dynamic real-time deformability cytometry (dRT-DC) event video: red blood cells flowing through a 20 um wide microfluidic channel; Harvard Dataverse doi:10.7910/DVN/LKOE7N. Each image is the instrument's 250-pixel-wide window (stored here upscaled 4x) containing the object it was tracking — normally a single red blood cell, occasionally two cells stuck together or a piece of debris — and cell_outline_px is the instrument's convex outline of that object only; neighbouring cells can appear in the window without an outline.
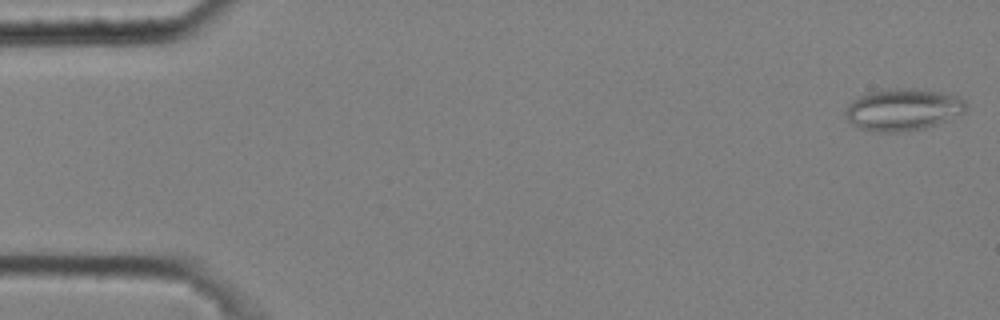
{"species": "common noctule bat (a hibernating species)", "species_latin": "Nyctalus noctula", "temperature_condition": "cold", "stored_images_in_passage": 49, "camera_frame_rate_fps": 3000, "um_per_image_px": 0.085, "animal": {"sex": "male", "body_mass_g": 20.4}, "frame": {"image": 1, "passage_image": 1, "time_ms": 0.0, "image_size_px": [1000, 320], "cell_outline_px": [[968, 104], [964, 112], [936, 124], [924, 128], [900, 132], [872, 132], [856, 128], [848, 120], [844, 112], [848, 104], [852, 100], [868, 92], [884, 88], [916, 88], [940, 92], [956, 96], [964, 100]], "centroid_in_image_um": [76.69, 9.31], "position_along_channel_um": 8.3, "area_um2": 29.71}}
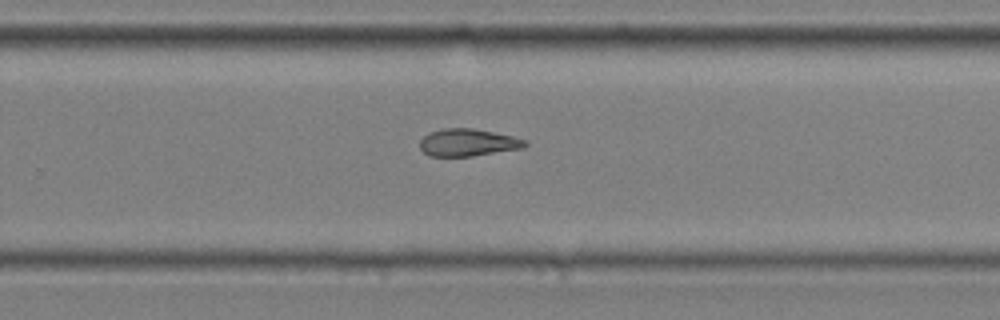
{"frame": {"image": 2, "passage_image": 35, "time_ms": 11.333, "image_size_px": [1000, 320], "cell_outline_px": [[528, 144], [524, 148], [472, 156], [428, 156], [420, 148], [420, 140], [428, 132], [444, 128], [472, 128], [512, 136], [528, 140]], "centroid_in_image_um": [39.78, 12.11], "position_along_channel_um": 290.0, "area_um2": 16.82}}
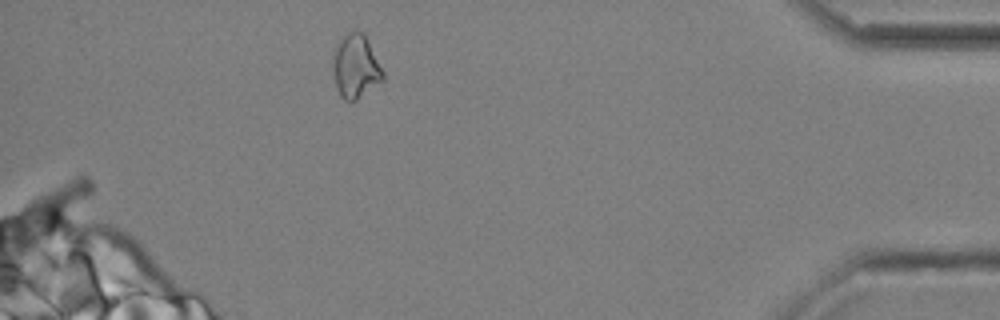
{"frame": {"image": 3, "passage_image": 48, "time_ms": 15.667, "image_size_px": [1000, 320], "cell_outline_px": [[384, 80], [356, 100], [344, 100], [340, 96], [336, 88], [332, 68], [332, 56], [336, 44], [340, 36], [356, 28], [364, 32], [384, 72]], "centroid_in_image_um": [30.21, 5.6], "position_along_channel_um": 405.0, "area_um2": 19.07}, "authors_computed_cell_mechanics": {"area_um2": 17.7446, "velocity_mm_per_s": 3.658, "shape_relaxation_time_tau1_ms": null, "shape_relaxation_time_tau2_ms": 8.3949, "deformation_change_tau1": null, "deformation_change_tau2": 0.1737}}